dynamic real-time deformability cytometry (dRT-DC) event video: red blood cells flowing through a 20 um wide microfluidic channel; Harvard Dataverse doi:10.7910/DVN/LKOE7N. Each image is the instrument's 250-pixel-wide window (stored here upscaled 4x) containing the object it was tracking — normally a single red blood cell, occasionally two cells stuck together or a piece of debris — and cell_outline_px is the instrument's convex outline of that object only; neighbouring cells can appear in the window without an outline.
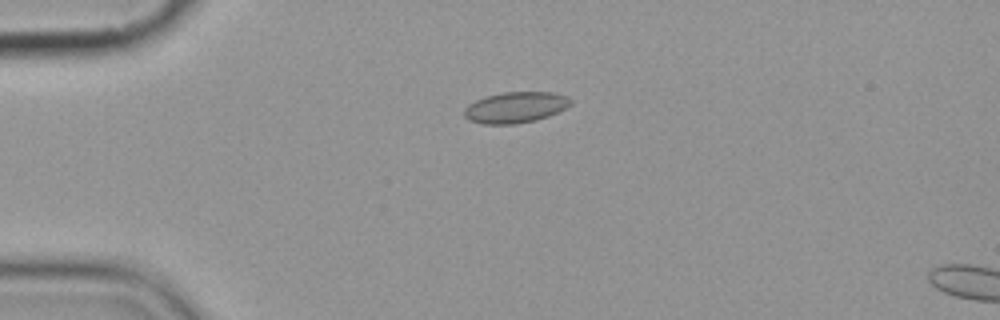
{"species": "common noctule bat (a hibernating species)", "species_latin": "Nyctalus noctula", "temperature_condition": "cold", "stored_images_in_passage": 5, "camera_frame_rate_fps": 3000, "um_per_image_px": 0.085, "animal": {"sex": "female", "body_mass_g": 19.9}, "frame": {"image": 1, "passage_image": 3, "time_ms": 2.333, "image_size_px": [1000, 320], "cell_outline_px": [[572, 104], [548, 116], [536, 120], [516, 124], [484, 124], [468, 120], [464, 116], [464, 108], [468, 104], [484, 96], [504, 92], [556, 92], [568, 96], [572, 100]], "centroid_in_image_um": [43.81, 9.12], "position_along_channel_um": 41.2, "area_um2": 19.36}}